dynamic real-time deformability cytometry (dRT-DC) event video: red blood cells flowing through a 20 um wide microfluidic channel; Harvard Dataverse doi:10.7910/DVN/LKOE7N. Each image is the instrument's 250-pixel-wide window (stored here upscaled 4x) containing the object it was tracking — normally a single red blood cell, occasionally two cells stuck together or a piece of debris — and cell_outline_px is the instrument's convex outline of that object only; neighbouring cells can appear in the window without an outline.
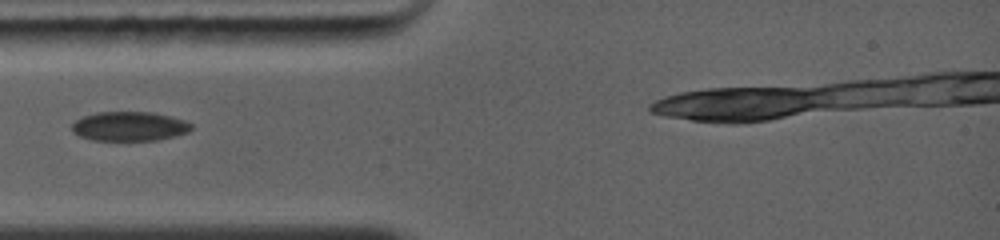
{"species": "common noctule bat (a hibernating species)", "species_latin": "Nyctalus noctula", "temperature_condition": "warm", "stored_images_in_passage": 6, "camera_frame_rate_fps": 5000, "um_per_image_px": 0.085, "animal": {"sex": "female", "body_mass_g": 19.0, "forearm_length_mm": 56.7}, "frame": {"image": 1, "passage_image": 1, "time_ms": 0.0, "image_size_px": [1000, 240], "cell_outline_px": [[192, 128], [188, 132], [176, 136], [156, 140], [92, 140], [80, 136], [72, 132], [72, 124], [76, 120], [84, 116], [96, 112], [152, 112], [184, 120], [192, 124]], "centroid_in_image_um": [10.99, 10.74], "position_along_channel_um": 74.0, "area_um2": 20.35}}
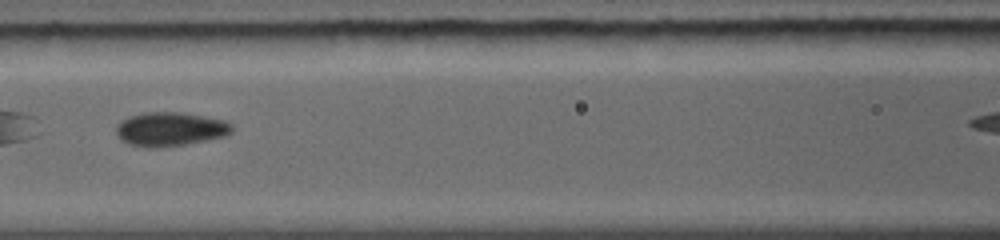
{"frame": {"image": 2, "passage_image": 4, "time_ms": 1.8, "image_size_px": [1000, 240], "cell_outline_px": [[232, 132], [224, 136], [208, 140], [184, 144], [156, 148], [144, 148], [128, 144], [120, 140], [116, 132], [116, 124], [120, 120], [128, 116], [144, 112], [180, 112], [204, 116], [224, 120], [232, 124]], "centroid_in_image_um": [14.41, 10.98], "position_along_channel_um": 152.2, "area_um2": 23.18}}